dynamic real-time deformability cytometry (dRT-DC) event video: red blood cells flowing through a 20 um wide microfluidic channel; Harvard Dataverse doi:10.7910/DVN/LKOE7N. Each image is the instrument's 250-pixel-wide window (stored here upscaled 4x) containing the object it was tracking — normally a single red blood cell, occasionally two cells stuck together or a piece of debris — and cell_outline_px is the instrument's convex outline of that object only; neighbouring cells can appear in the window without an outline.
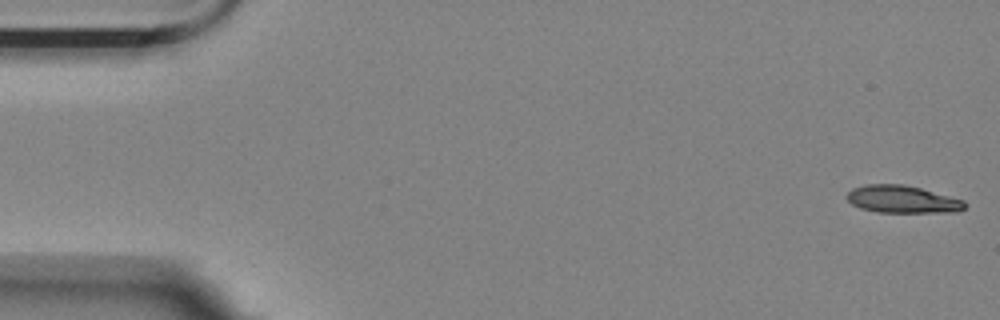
{"species": "Egyptian fruit bat (a non-hibernating species)", "species_latin": "Rousettus aegyptiacus", "temperature_condition": "room temperature", "stored_images_in_passage": 6, "segment_of_instrument_passage": [1, 2], "camera_frame_rate_fps": 3000, "um_per_image_px": 0.085, "animal": {"sex": "female"}, "frame": {"image": 1, "passage_image": 1, "time_ms": 0.0, "image_size_px": [1000, 320], "cell_outline_px": [[968, 204], [964, 208], [956, 212], [876, 212], [860, 208], [852, 204], [848, 200], [848, 192], [852, 188], [864, 184], [904, 184], [920, 188], [964, 200]], "centroid_in_image_um": [76.7, 16.94], "position_along_channel_um": 8.3, "area_um2": 18.84}}
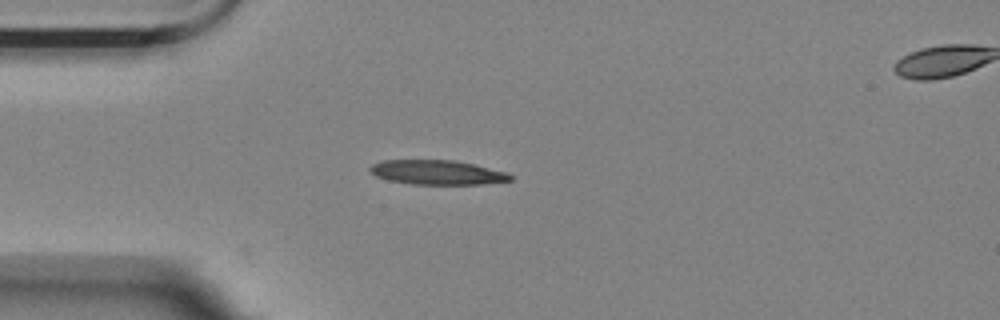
{"frame": {"image": 2, "passage_image": 5, "time_ms": 1.333, "image_size_px": [1000, 320], "cell_outline_px": [[512, 180], [480, 184], [412, 184], [388, 180], [376, 176], [368, 168], [372, 164], [380, 160], [456, 160], [508, 172], [512, 176]], "centroid_in_image_um": [37.15, 14.64], "position_along_channel_um": 47.8, "area_um2": 20.0}}